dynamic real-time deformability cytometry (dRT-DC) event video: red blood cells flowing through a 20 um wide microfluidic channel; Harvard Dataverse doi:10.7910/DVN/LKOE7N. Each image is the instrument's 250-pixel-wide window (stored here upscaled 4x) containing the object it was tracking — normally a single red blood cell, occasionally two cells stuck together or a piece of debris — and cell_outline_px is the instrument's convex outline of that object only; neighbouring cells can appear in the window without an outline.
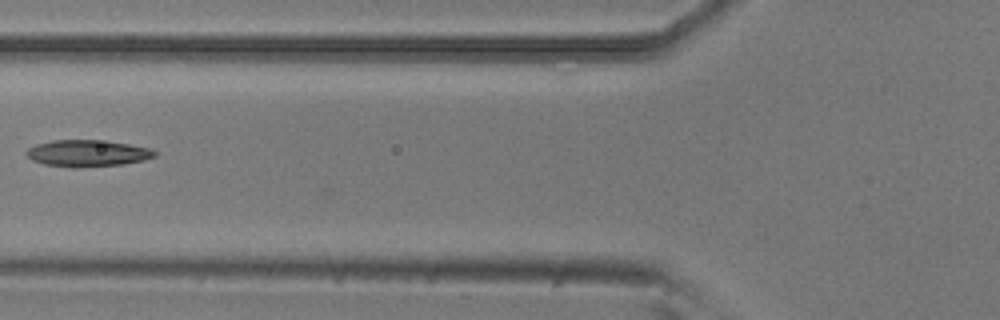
{"species": "common noctule bat (a hibernating species)", "species_latin": "Nyctalus noctula", "temperature_condition": "room temperature", "stored_images_in_passage": 34, "camera_frame_rate_fps": 3000, "um_per_image_px": 0.085, "animal": {"sex": "male", "body_mass_g": 20.5, "forearm_length_mm": 52.5}, "frame": {"image": 1, "passage_image": 2, "time_ms": 0.333, "image_size_px": [1000, 320], "cell_outline_px": [[156, 156], [144, 160], [124, 164], [76, 168], [72, 168], [44, 164], [32, 160], [24, 152], [28, 148], [36, 144], [52, 140], [108, 140], [152, 148], [156, 152]], "centroid_in_image_um": [7.45, 13.02], "position_along_channel_um": 118.3, "area_um2": 20.23}}
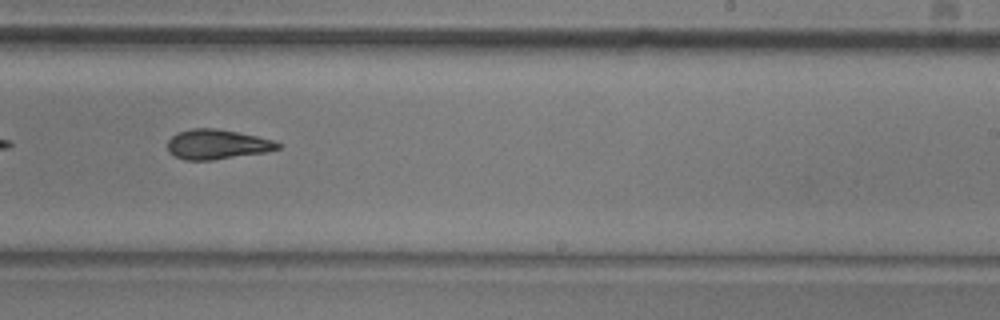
{"frame": {"image": 2, "passage_image": 14, "time_ms": 4.333, "image_size_px": [1000, 320], "cell_outline_px": [[280, 148], [268, 152], [212, 160], [184, 160], [168, 152], [168, 140], [176, 132], [192, 128], [216, 128], [256, 136], [272, 140], [280, 144]], "centroid_in_image_um": [18.43, 12.27], "position_along_channel_um": 270.6, "area_um2": 19.13}}
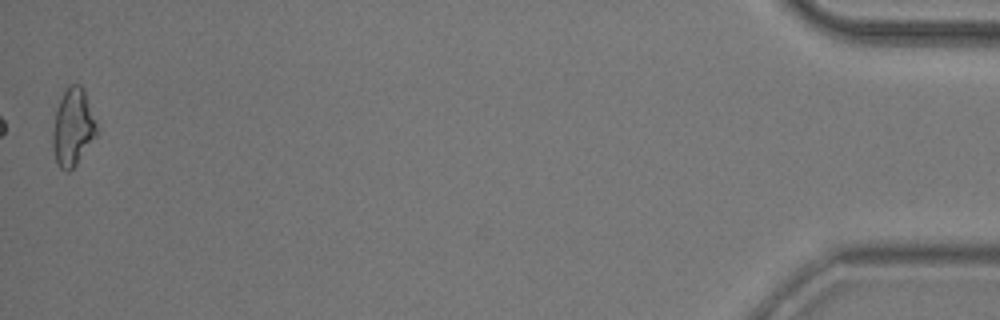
{"frame": {"image": 3, "passage_image": 34, "time_ms": 11.0, "image_size_px": [1000, 320], "cell_outline_px": [[96, 136], [76, 164], [68, 172], [64, 172], [56, 164], [52, 148], [52, 132], [56, 108], [64, 92], [72, 84], [80, 84], [84, 88], [96, 124]], "centroid_in_image_um": [6.16, 10.85], "position_along_channel_um": 429.0, "area_um2": 19.71}}